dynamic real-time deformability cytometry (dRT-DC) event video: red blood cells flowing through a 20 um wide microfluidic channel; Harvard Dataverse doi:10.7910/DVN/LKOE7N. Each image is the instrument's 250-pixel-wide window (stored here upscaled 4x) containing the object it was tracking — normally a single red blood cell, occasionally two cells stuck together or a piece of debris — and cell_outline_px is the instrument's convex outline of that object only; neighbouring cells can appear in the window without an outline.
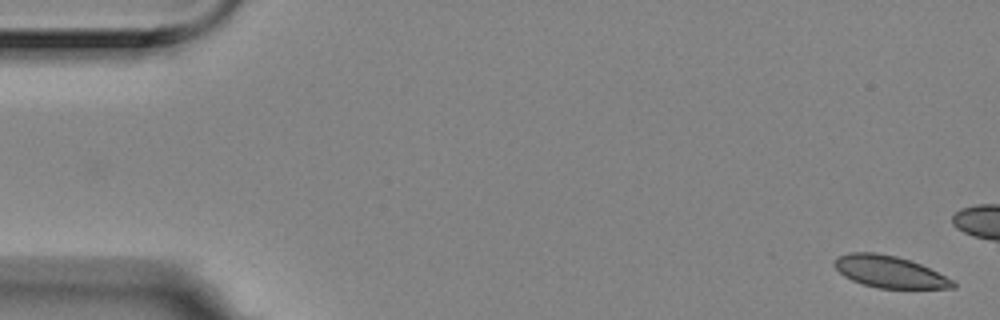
{"species": "Egyptian fruit bat (a non-hibernating species)", "species_latin": "Rousettus aegyptiacus", "temperature_condition": "room temperature", "stored_images_in_passage": 5, "camera_frame_rate_fps": 3000, "um_per_image_px": 0.085, "animal": {"sex": "female"}, "frame": {"image": 1, "passage_image": 1, "time_ms": 0.0, "image_size_px": [1000, 320], "cell_outline_px": [[956, 288], [880, 288], [864, 284], [852, 280], [844, 276], [832, 264], [836, 256], [848, 252], [876, 252], [896, 256], [920, 264], [952, 280], [956, 284]], "centroid_in_image_um": [75.55, 23.08], "position_along_channel_um": 9.5, "area_um2": 21.79}}